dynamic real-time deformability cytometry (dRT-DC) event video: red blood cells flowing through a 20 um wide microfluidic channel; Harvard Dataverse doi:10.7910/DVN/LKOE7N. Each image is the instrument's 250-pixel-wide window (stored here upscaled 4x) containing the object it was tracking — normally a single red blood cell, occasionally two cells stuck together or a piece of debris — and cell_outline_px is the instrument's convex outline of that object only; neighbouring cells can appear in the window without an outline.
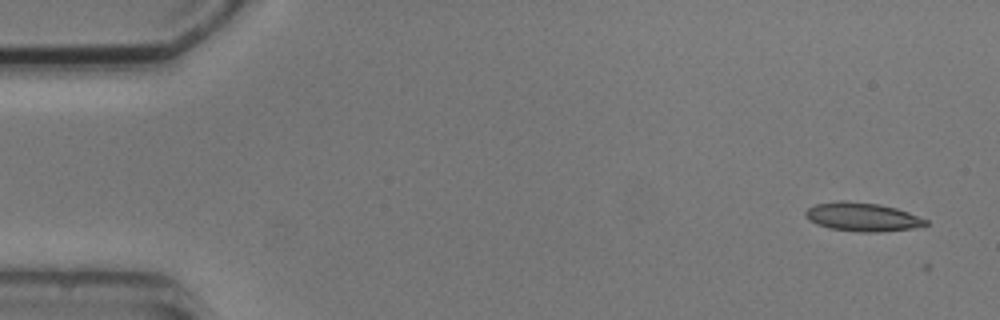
{"species": "common noctule bat (a hibernating species)", "species_latin": "Nyctalus noctula", "temperature_condition": "cold", "stored_images_in_passage": 6, "camera_frame_rate_fps": 3000, "um_per_image_px": 0.085, "animal": {"sex": "male", "body_mass_g": 20.5, "forearm_length_mm": 52.5}, "frame": {"image": 1, "passage_image": 1, "time_ms": 0.0, "image_size_px": [1000, 320], "cell_outline_px": [[928, 224], [924, 228], [876, 232], [860, 232], [828, 228], [816, 224], [808, 220], [804, 212], [808, 208], [816, 204], [836, 200], [848, 200], [880, 204], [896, 208], [908, 212], [928, 220]], "centroid_in_image_um": [73.33, 18.44], "position_along_channel_um": 11.7, "area_um2": 20.52}}
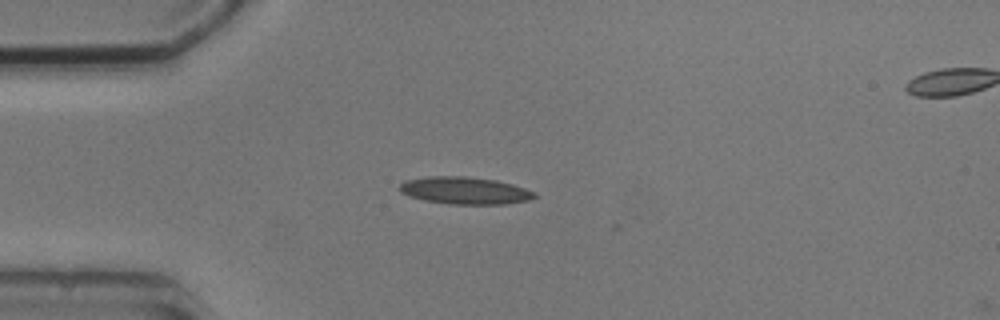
{"frame": {"image": 2, "passage_image": 4, "time_ms": 3.667, "image_size_px": [1000, 320], "cell_outline_px": [[536, 196], [528, 200], [508, 204], [448, 204], [424, 200], [408, 196], [400, 192], [400, 184], [404, 180], [428, 176], [468, 176], [496, 180], [512, 184], [536, 192]], "centroid_in_image_um": [39.49, 16.19], "position_along_channel_um": 45.5, "area_um2": 21.56}}